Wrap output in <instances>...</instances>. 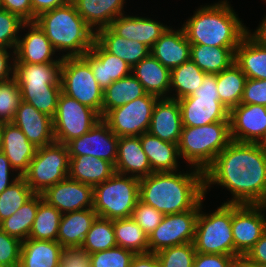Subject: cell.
Returning a JSON list of instances; mask_svg holds the SVG:
<instances>
[{
  "mask_svg": "<svg viewBox=\"0 0 266 267\" xmlns=\"http://www.w3.org/2000/svg\"><path fill=\"white\" fill-rule=\"evenodd\" d=\"M204 183L205 195L212 184L230 191L224 204L266 205V150L232 140L204 171Z\"/></svg>",
  "mask_w": 266,
  "mask_h": 267,
  "instance_id": "cell-1",
  "label": "cell"
},
{
  "mask_svg": "<svg viewBox=\"0 0 266 267\" xmlns=\"http://www.w3.org/2000/svg\"><path fill=\"white\" fill-rule=\"evenodd\" d=\"M181 172H153L140 179L139 200L163 215L194 209L205 199L204 171Z\"/></svg>",
  "mask_w": 266,
  "mask_h": 267,
  "instance_id": "cell-2",
  "label": "cell"
},
{
  "mask_svg": "<svg viewBox=\"0 0 266 267\" xmlns=\"http://www.w3.org/2000/svg\"><path fill=\"white\" fill-rule=\"evenodd\" d=\"M228 0L198 8L182 25L191 45L238 47L248 28Z\"/></svg>",
  "mask_w": 266,
  "mask_h": 267,
  "instance_id": "cell-3",
  "label": "cell"
},
{
  "mask_svg": "<svg viewBox=\"0 0 266 267\" xmlns=\"http://www.w3.org/2000/svg\"><path fill=\"white\" fill-rule=\"evenodd\" d=\"M35 23L57 52H66L62 58L82 57L95 40V32L78 14L73 2L41 13Z\"/></svg>",
  "mask_w": 266,
  "mask_h": 267,
  "instance_id": "cell-4",
  "label": "cell"
},
{
  "mask_svg": "<svg viewBox=\"0 0 266 267\" xmlns=\"http://www.w3.org/2000/svg\"><path fill=\"white\" fill-rule=\"evenodd\" d=\"M231 141L229 121L198 127L183 126L178 152L192 168L205 171Z\"/></svg>",
  "mask_w": 266,
  "mask_h": 267,
  "instance_id": "cell-5",
  "label": "cell"
},
{
  "mask_svg": "<svg viewBox=\"0 0 266 267\" xmlns=\"http://www.w3.org/2000/svg\"><path fill=\"white\" fill-rule=\"evenodd\" d=\"M140 179L115 172L93 187V209L109 220L129 218L139 201Z\"/></svg>",
  "mask_w": 266,
  "mask_h": 267,
  "instance_id": "cell-6",
  "label": "cell"
},
{
  "mask_svg": "<svg viewBox=\"0 0 266 267\" xmlns=\"http://www.w3.org/2000/svg\"><path fill=\"white\" fill-rule=\"evenodd\" d=\"M198 213L193 245L197 253L234 256L232 204H222L210 214Z\"/></svg>",
  "mask_w": 266,
  "mask_h": 267,
  "instance_id": "cell-7",
  "label": "cell"
},
{
  "mask_svg": "<svg viewBox=\"0 0 266 267\" xmlns=\"http://www.w3.org/2000/svg\"><path fill=\"white\" fill-rule=\"evenodd\" d=\"M183 126L198 127L229 121V110L221 103L217 91V74H207L190 96L178 99Z\"/></svg>",
  "mask_w": 266,
  "mask_h": 267,
  "instance_id": "cell-8",
  "label": "cell"
},
{
  "mask_svg": "<svg viewBox=\"0 0 266 267\" xmlns=\"http://www.w3.org/2000/svg\"><path fill=\"white\" fill-rule=\"evenodd\" d=\"M69 165L67 145L54 141L37 149L22 177L35 194H42L48 187L68 177Z\"/></svg>",
  "mask_w": 266,
  "mask_h": 267,
  "instance_id": "cell-9",
  "label": "cell"
},
{
  "mask_svg": "<svg viewBox=\"0 0 266 267\" xmlns=\"http://www.w3.org/2000/svg\"><path fill=\"white\" fill-rule=\"evenodd\" d=\"M62 92L94 109L102 118L103 89L83 57H66L61 65Z\"/></svg>",
  "mask_w": 266,
  "mask_h": 267,
  "instance_id": "cell-10",
  "label": "cell"
},
{
  "mask_svg": "<svg viewBox=\"0 0 266 267\" xmlns=\"http://www.w3.org/2000/svg\"><path fill=\"white\" fill-rule=\"evenodd\" d=\"M101 119L92 108L61 92L53 121L56 142L67 144L87 133Z\"/></svg>",
  "mask_w": 266,
  "mask_h": 267,
  "instance_id": "cell-11",
  "label": "cell"
},
{
  "mask_svg": "<svg viewBox=\"0 0 266 267\" xmlns=\"http://www.w3.org/2000/svg\"><path fill=\"white\" fill-rule=\"evenodd\" d=\"M158 99L146 93L129 103L109 110L102 119L118 137L141 136L149 130L152 111Z\"/></svg>",
  "mask_w": 266,
  "mask_h": 267,
  "instance_id": "cell-12",
  "label": "cell"
},
{
  "mask_svg": "<svg viewBox=\"0 0 266 267\" xmlns=\"http://www.w3.org/2000/svg\"><path fill=\"white\" fill-rule=\"evenodd\" d=\"M266 205L232 204L234 256L243 258L266 230Z\"/></svg>",
  "mask_w": 266,
  "mask_h": 267,
  "instance_id": "cell-13",
  "label": "cell"
},
{
  "mask_svg": "<svg viewBox=\"0 0 266 267\" xmlns=\"http://www.w3.org/2000/svg\"><path fill=\"white\" fill-rule=\"evenodd\" d=\"M200 203L186 212L164 215L159 226L148 236L149 252L193 243Z\"/></svg>",
  "mask_w": 266,
  "mask_h": 267,
  "instance_id": "cell-14",
  "label": "cell"
},
{
  "mask_svg": "<svg viewBox=\"0 0 266 267\" xmlns=\"http://www.w3.org/2000/svg\"><path fill=\"white\" fill-rule=\"evenodd\" d=\"M118 139L101 118L87 133L72 139L66 145L69 156L91 155L115 165Z\"/></svg>",
  "mask_w": 266,
  "mask_h": 267,
  "instance_id": "cell-15",
  "label": "cell"
},
{
  "mask_svg": "<svg viewBox=\"0 0 266 267\" xmlns=\"http://www.w3.org/2000/svg\"><path fill=\"white\" fill-rule=\"evenodd\" d=\"M231 139L259 143L266 134V106L239 104L229 111Z\"/></svg>",
  "mask_w": 266,
  "mask_h": 267,
  "instance_id": "cell-16",
  "label": "cell"
},
{
  "mask_svg": "<svg viewBox=\"0 0 266 267\" xmlns=\"http://www.w3.org/2000/svg\"><path fill=\"white\" fill-rule=\"evenodd\" d=\"M42 197L62 214L93 208V187L69 177L48 187Z\"/></svg>",
  "mask_w": 266,
  "mask_h": 267,
  "instance_id": "cell-17",
  "label": "cell"
},
{
  "mask_svg": "<svg viewBox=\"0 0 266 267\" xmlns=\"http://www.w3.org/2000/svg\"><path fill=\"white\" fill-rule=\"evenodd\" d=\"M28 28V32L19 36L15 53V63L44 64L62 63L63 58L54 59L57 52L46 37L44 31L35 22H25L22 30Z\"/></svg>",
  "mask_w": 266,
  "mask_h": 267,
  "instance_id": "cell-18",
  "label": "cell"
},
{
  "mask_svg": "<svg viewBox=\"0 0 266 267\" xmlns=\"http://www.w3.org/2000/svg\"><path fill=\"white\" fill-rule=\"evenodd\" d=\"M0 134L3 154L9 159L15 174L22 176L28 170L38 147L29 142L22 130L12 122L0 123Z\"/></svg>",
  "mask_w": 266,
  "mask_h": 267,
  "instance_id": "cell-19",
  "label": "cell"
},
{
  "mask_svg": "<svg viewBox=\"0 0 266 267\" xmlns=\"http://www.w3.org/2000/svg\"><path fill=\"white\" fill-rule=\"evenodd\" d=\"M183 124L178 100L159 98L154 105L148 132L163 141L178 144Z\"/></svg>",
  "mask_w": 266,
  "mask_h": 267,
  "instance_id": "cell-20",
  "label": "cell"
},
{
  "mask_svg": "<svg viewBox=\"0 0 266 267\" xmlns=\"http://www.w3.org/2000/svg\"><path fill=\"white\" fill-rule=\"evenodd\" d=\"M12 123L38 148L55 141L52 118L24 101L20 103Z\"/></svg>",
  "mask_w": 266,
  "mask_h": 267,
  "instance_id": "cell-21",
  "label": "cell"
},
{
  "mask_svg": "<svg viewBox=\"0 0 266 267\" xmlns=\"http://www.w3.org/2000/svg\"><path fill=\"white\" fill-rule=\"evenodd\" d=\"M109 28L118 36L143 43L150 49L167 30L168 26L148 17L120 15Z\"/></svg>",
  "mask_w": 266,
  "mask_h": 267,
  "instance_id": "cell-22",
  "label": "cell"
},
{
  "mask_svg": "<svg viewBox=\"0 0 266 267\" xmlns=\"http://www.w3.org/2000/svg\"><path fill=\"white\" fill-rule=\"evenodd\" d=\"M82 57L90 64L94 78L103 90L131 74L132 68L125 61L108 53L96 40Z\"/></svg>",
  "mask_w": 266,
  "mask_h": 267,
  "instance_id": "cell-23",
  "label": "cell"
},
{
  "mask_svg": "<svg viewBox=\"0 0 266 267\" xmlns=\"http://www.w3.org/2000/svg\"><path fill=\"white\" fill-rule=\"evenodd\" d=\"M150 54L170 71L190 60L191 44L183 27L178 30L168 27L153 44Z\"/></svg>",
  "mask_w": 266,
  "mask_h": 267,
  "instance_id": "cell-24",
  "label": "cell"
},
{
  "mask_svg": "<svg viewBox=\"0 0 266 267\" xmlns=\"http://www.w3.org/2000/svg\"><path fill=\"white\" fill-rule=\"evenodd\" d=\"M115 172L142 179L153 173L140 136L119 137Z\"/></svg>",
  "mask_w": 266,
  "mask_h": 267,
  "instance_id": "cell-25",
  "label": "cell"
},
{
  "mask_svg": "<svg viewBox=\"0 0 266 267\" xmlns=\"http://www.w3.org/2000/svg\"><path fill=\"white\" fill-rule=\"evenodd\" d=\"M131 73L143 85L147 94L169 98L171 71L151 54L137 63Z\"/></svg>",
  "mask_w": 266,
  "mask_h": 267,
  "instance_id": "cell-26",
  "label": "cell"
},
{
  "mask_svg": "<svg viewBox=\"0 0 266 267\" xmlns=\"http://www.w3.org/2000/svg\"><path fill=\"white\" fill-rule=\"evenodd\" d=\"M78 14L96 31L109 27L118 16L125 14V0H72ZM97 26V27H96Z\"/></svg>",
  "mask_w": 266,
  "mask_h": 267,
  "instance_id": "cell-27",
  "label": "cell"
},
{
  "mask_svg": "<svg viewBox=\"0 0 266 267\" xmlns=\"http://www.w3.org/2000/svg\"><path fill=\"white\" fill-rule=\"evenodd\" d=\"M95 40L110 54L125 61L133 68L150 55L151 49L138 41L128 40L116 35L109 27L95 33Z\"/></svg>",
  "mask_w": 266,
  "mask_h": 267,
  "instance_id": "cell-28",
  "label": "cell"
},
{
  "mask_svg": "<svg viewBox=\"0 0 266 267\" xmlns=\"http://www.w3.org/2000/svg\"><path fill=\"white\" fill-rule=\"evenodd\" d=\"M69 175L72 180L92 187L109 179L114 173V165L91 155L69 156Z\"/></svg>",
  "mask_w": 266,
  "mask_h": 267,
  "instance_id": "cell-29",
  "label": "cell"
},
{
  "mask_svg": "<svg viewBox=\"0 0 266 267\" xmlns=\"http://www.w3.org/2000/svg\"><path fill=\"white\" fill-rule=\"evenodd\" d=\"M97 213L93 208L62 214L58 243L63 247H81Z\"/></svg>",
  "mask_w": 266,
  "mask_h": 267,
  "instance_id": "cell-30",
  "label": "cell"
},
{
  "mask_svg": "<svg viewBox=\"0 0 266 267\" xmlns=\"http://www.w3.org/2000/svg\"><path fill=\"white\" fill-rule=\"evenodd\" d=\"M140 142L153 172L179 171L178 144L163 141L149 132L140 136Z\"/></svg>",
  "mask_w": 266,
  "mask_h": 267,
  "instance_id": "cell-31",
  "label": "cell"
},
{
  "mask_svg": "<svg viewBox=\"0 0 266 267\" xmlns=\"http://www.w3.org/2000/svg\"><path fill=\"white\" fill-rule=\"evenodd\" d=\"M62 250L57 241L26 239L21 244L19 267H59Z\"/></svg>",
  "mask_w": 266,
  "mask_h": 267,
  "instance_id": "cell-32",
  "label": "cell"
},
{
  "mask_svg": "<svg viewBox=\"0 0 266 267\" xmlns=\"http://www.w3.org/2000/svg\"><path fill=\"white\" fill-rule=\"evenodd\" d=\"M235 63L247 79L266 80V48L260 46L248 34L235 50Z\"/></svg>",
  "mask_w": 266,
  "mask_h": 267,
  "instance_id": "cell-33",
  "label": "cell"
},
{
  "mask_svg": "<svg viewBox=\"0 0 266 267\" xmlns=\"http://www.w3.org/2000/svg\"><path fill=\"white\" fill-rule=\"evenodd\" d=\"M237 47L191 45L190 59L206 74L216 75L235 62Z\"/></svg>",
  "mask_w": 266,
  "mask_h": 267,
  "instance_id": "cell-34",
  "label": "cell"
},
{
  "mask_svg": "<svg viewBox=\"0 0 266 267\" xmlns=\"http://www.w3.org/2000/svg\"><path fill=\"white\" fill-rule=\"evenodd\" d=\"M146 94L143 85L132 75L112 82L103 91L102 117L111 109L129 103Z\"/></svg>",
  "mask_w": 266,
  "mask_h": 267,
  "instance_id": "cell-35",
  "label": "cell"
},
{
  "mask_svg": "<svg viewBox=\"0 0 266 267\" xmlns=\"http://www.w3.org/2000/svg\"><path fill=\"white\" fill-rule=\"evenodd\" d=\"M62 63H15L14 77L18 85H61Z\"/></svg>",
  "mask_w": 266,
  "mask_h": 267,
  "instance_id": "cell-36",
  "label": "cell"
},
{
  "mask_svg": "<svg viewBox=\"0 0 266 267\" xmlns=\"http://www.w3.org/2000/svg\"><path fill=\"white\" fill-rule=\"evenodd\" d=\"M207 74L203 72L191 59L171 70L170 93L171 99H182L192 95L202 84ZM176 93V94H175Z\"/></svg>",
  "mask_w": 266,
  "mask_h": 267,
  "instance_id": "cell-37",
  "label": "cell"
},
{
  "mask_svg": "<svg viewBox=\"0 0 266 267\" xmlns=\"http://www.w3.org/2000/svg\"><path fill=\"white\" fill-rule=\"evenodd\" d=\"M246 80L247 77L235 62L217 74L219 99L229 111L240 104Z\"/></svg>",
  "mask_w": 266,
  "mask_h": 267,
  "instance_id": "cell-38",
  "label": "cell"
},
{
  "mask_svg": "<svg viewBox=\"0 0 266 267\" xmlns=\"http://www.w3.org/2000/svg\"><path fill=\"white\" fill-rule=\"evenodd\" d=\"M42 200V194H34L12 216L0 222V229L21 242L28 239L39 203Z\"/></svg>",
  "mask_w": 266,
  "mask_h": 267,
  "instance_id": "cell-39",
  "label": "cell"
},
{
  "mask_svg": "<svg viewBox=\"0 0 266 267\" xmlns=\"http://www.w3.org/2000/svg\"><path fill=\"white\" fill-rule=\"evenodd\" d=\"M22 101L34 106L38 111L54 118L57 110L61 85H18Z\"/></svg>",
  "mask_w": 266,
  "mask_h": 267,
  "instance_id": "cell-40",
  "label": "cell"
},
{
  "mask_svg": "<svg viewBox=\"0 0 266 267\" xmlns=\"http://www.w3.org/2000/svg\"><path fill=\"white\" fill-rule=\"evenodd\" d=\"M113 229L117 246L135 254L149 252L148 236L131 217L113 220Z\"/></svg>",
  "mask_w": 266,
  "mask_h": 267,
  "instance_id": "cell-41",
  "label": "cell"
},
{
  "mask_svg": "<svg viewBox=\"0 0 266 267\" xmlns=\"http://www.w3.org/2000/svg\"><path fill=\"white\" fill-rule=\"evenodd\" d=\"M61 218L62 213L59 210L42 200L39 203L28 239L58 242Z\"/></svg>",
  "mask_w": 266,
  "mask_h": 267,
  "instance_id": "cell-42",
  "label": "cell"
},
{
  "mask_svg": "<svg viewBox=\"0 0 266 267\" xmlns=\"http://www.w3.org/2000/svg\"><path fill=\"white\" fill-rule=\"evenodd\" d=\"M117 246L115 241L113 220L96 217L82 244L89 254L105 251Z\"/></svg>",
  "mask_w": 266,
  "mask_h": 267,
  "instance_id": "cell-43",
  "label": "cell"
},
{
  "mask_svg": "<svg viewBox=\"0 0 266 267\" xmlns=\"http://www.w3.org/2000/svg\"><path fill=\"white\" fill-rule=\"evenodd\" d=\"M34 194L26 180L19 176L0 194V222L12 216Z\"/></svg>",
  "mask_w": 266,
  "mask_h": 267,
  "instance_id": "cell-44",
  "label": "cell"
},
{
  "mask_svg": "<svg viewBox=\"0 0 266 267\" xmlns=\"http://www.w3.org/2000/svg\"><path fill=\"white\" fill-rule=\"evenodd\" d=\"M21 102V91L15 77L0 82V123L12 122Z\"/></svg>",
  "mask_w": 266,
  "mask_h": 267,
  "instance_id": "cell-45",
  "label": "cell"
},
{
  "mask_svg": "<svg viewBox=\"0 0 266 267\" xmlns=\"http://www.w3.org/2000/svg\"><path fill=\"white\" fill-rule=\"evenodd\" d=\"M160 267H193L196 250L193 243L165 248L156 253Z\"/></svg>",
  "mask_w": 266,
  "mask_h": 267,
  "instance_id": "cell-46",
  "label": "cell"
},
{
  "mask_svg": "<svg viewBox=\"0 0 266 267\" xmlns=\"http://www.w3.org/2000/svg\"><path fill=\"white\" fill-rule=\"evenodd\" d=\"M24 23L25 21L18 15L0 8V47L13 49L12 53H15L19 39L18 33Z\"/></svg>",
  "mask_w": 266,
  "mask_h": 267,
  "instance_id": "cell-47",
  "label": "cell"
},
{
  "mask_svg": "<svg viewBox=\"0 0 266 267\" xmlns=\"http://www.w3.org/2000/svg\"><path fill=\"white\" fill-rule=\"evenodd\" d=\"M134 255L131 250L115 246L90 254L91 267H130Z\"/></svg>",
  "mask_w": 266,
  "mask_h": 267,
  "instance_id": "cell-48",
  "label": "cell"
},
{
  "mask_svg": "<svg viewBox=\"0 0 266 267\" xmlns=\"http://www.w3.org/2000/svg\"><path fill=\"white\" fill-rule=\"evenodd\" d=\"M164 215L152 206L144 204L140 200L135 205L131 218L142 228L147 236L159 226Z\"/></svg>",
  "mask_w": 266,
  "mask_h": 267,
  "instance_id": "cell-49",
  "label": "cell"
},
{
  "mask_svg": "<svg viewBox=\"0 0 266 267\" xmlns=\"http://www.w3.org/2000/svg\"><path fill=\"white\" fill-rule=\"evenodd\" d=\"M22 242L0 229V264L19 267Z\"/></svg>",
  "mask_w": 266,
  "mask_h": 267,
  "instance_id": "cell-50",
  "label": "cell"
},
{
  "mask_svg": "<svg viewBox=\"0 0 266 267\" xmlns=\"http://www.w3.org/2000/svg\"><path fill=\"white\" fill-rule=\"evenodd\" d=\"M240 103L266 106V80L247 79Z\"/></svg>",
  "mask_w": 266,
  "mask_h": 267,
  "instance_id": "cell-51",
  "label": "cell"
},
{
  "mask_svg": "<svg viewBox=\"0 0 266 267\" xmlns=\"http://www.w3.org/2000/svg\"><path fill=\"white\" fill-rule=\"evenodd\" d=\"M59 267H91L90 254L82 247L63 248Z\"/></svg>",
  "mask_w": 266,
  "mask_h": 267,
  "instance_id": "cell-52",
  "label": "cell"
},
{
  "mask_svg": "<svg viewBox=\"0 0 266 267\" xmlns=\"http://www.w3.org/2000/svg\"><path fill=\"white\" fill-rule=\"evenodd\" d=\"M237 260L236 256L196 252L193 267H235Z\"/></svg>",
  "mask_w": 266,
  "mask_h": 267,
  "instance_id": "cell-53",
  "label": "cell"
},
{
  "mask_svg": "<svg viewBox=\"0 0 266 267\" xmlns=\"http://www.w3.org/2000/svg\"><path fill=\"white\" fill-rule=\"evenodd\" d=\"M0 7L18 15L25 22H32L31 0H0Z\"/></svg>",
  "mask_w": 266,
  "mask_h": 267,
  "instance_id": "cell-54",
  "label": "cell"
},
{
  "mask_svg": "<svg viewBox=\"0 0 266 267\" xmlns=\"http://www.w3.org/2000/svg\"><path fill=\"white\" fill-rule=\"evenodd\" d=\"M243 259L254 266L266 265V230Z\"/></svg>",
  "mask_w": 266,
  "mask_h": 267,
  "instance_id": "cell-55",
  "label": "cell"
},
{
  "mask_svg": "<svg viewBox=\"0 0 266 267\" xmlns=\"http://www.w3.org/2000/svg\"><path fill=\"white\" fill-rule=\"evenodd\" d=\"M10 52L9 50L7 51V48L0 47V82L7 81L14 77L15 57H11ZM10 57L13 62L10 61Z\"/></svg>",
  "mask_w": 266,
  "mask_h": 267,
  "instance_id": "cell-56",
  "label": "cell"
},
{
  "mask_svg": "<svg viewBox=\"0 0 266 267\" xmlns=\"http://www.w3.org/2000/svg\"><path fill=\"white\" fill-rule=\"evenodd\" d=\"M70 2H72V0H31L32 22H35L36 17L41 13L69 4Z\"/></svg>",
  "mask_w": 266,
  "mask_h": 267,
  "instance_id": "cell-57",
  "label": "cell"
},
{
  "mask_svg": "<svg viewBox=\"0 0 266 267\" xmlns=\"http://www.w3.org/2000/svg\"><path fill=\"white\" fill-rule=\"evenodd\" d=\"M11 171L14 173V169L11 167L9 159L3 154V152L0 153V194L19 177L17 174L12 177V180L10 178Z\"/></svg>",
  "mask_w": 266,
  "mask_h": 267,
  "instance_id": "cell-58",
  "label": "cell"
},
{
  "mask_svg": "<svg viewBox=\"0 0 266 267\" xmlns=\"http://www.w3.org/2000/svg\"><path fill=\"white\" fill-rule=\"evenodd\" d=\"M130 267H160V263L156 253H138L134 255Z\"/></svg>",
  "mask_w": 266,
  "mask_h": 267,
  "instance_id": "cell-59",
  "label": "cell"
},
{
  "mask_svg": "<svg viewBox=\"0 0 266 267\" xmlns=\"http://www.w3.org/2000/svg\"><path fill=\"white\" fill-rule=\"evenodd\" d=\"M247 34L260 46L266 48V16L254 32L247 30Z\"/></svg>",
  "mask_w": 266,
  "mask_h": 267,
  "instance_id": "cell-60",
  "label": "cell"
},
{
  "mask_svg": "<svg viewBox=\"0 0 266 267\" xmlns=\"http://www.w3.org/2000/svg\"><path fill=\"white\" fill-rule=\"evenodd\" d=\"M235 267H258V266L251 265L247 261H245L243 258H239L236 261Z\"/></svg>",
  "mask_w": 266,
  "mask_h": 267,
  "instance_id": "cell-61",
  "label": "cell"
},
{
  "mask_svg": "<svg viewBox=\"0 0 266 267\" xmlns=\"http://www.w3.org/2000/svg\"><path fill=\"white\" fill-rule=\"evenodd\" d=\"M258 144L266 150V134Z\"/></svg>",
  "mask_w": 266,
  "mask_h": 267,
  "instance_id": "cell-62",
  "label": "cell"
},
{
  "mask_svg": "<svg viewBox=\"0 0 266 267\" xmlns=\"http://www.w3.org/2000/svg\"><path fill=\"white\" fill-rule=\"evenodd\" d=\"M0 153H2V138H1V134H0Z\"/></svg>",
  "mask_w": 266,
  "mask_h": 267,
  "instance_id": "cell-63",
  "label": "cell"
},
{
  "mask_svg": "<svg viewBox=\"0 0 266 267\" xmlns=\"http://www.w3.org/2000/svg\"><path fill=\"white\" fill-rule=\"evenodd\" d=\"M0 267H9V266L4 265V264H0Z\"/></svg>",
  "mask_w": 266,
  "mask_h": 267,
  "instance_id": "cell-64",
  "label": "cell"
}]
</instances>
